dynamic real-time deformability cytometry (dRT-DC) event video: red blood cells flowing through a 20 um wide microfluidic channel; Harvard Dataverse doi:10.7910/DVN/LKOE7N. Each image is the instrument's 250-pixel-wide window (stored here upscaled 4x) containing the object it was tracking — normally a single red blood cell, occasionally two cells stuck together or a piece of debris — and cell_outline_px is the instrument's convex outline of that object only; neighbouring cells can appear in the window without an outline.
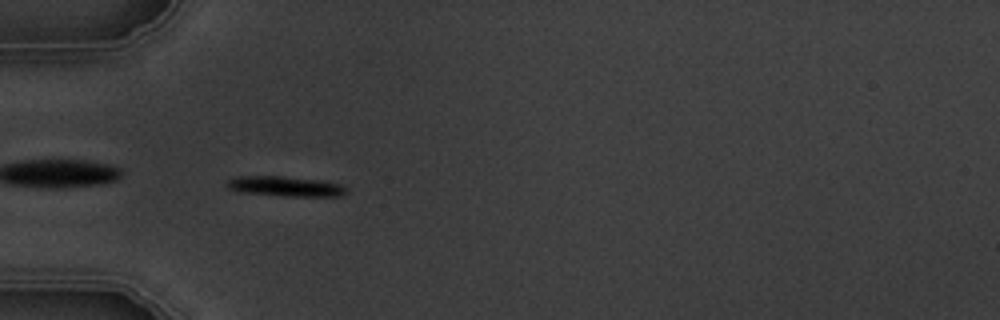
{"species": "common noctule bat (a hibernating species)", "species_latin": "Nyctalus noctula", "temperature_condition": "warm", "stored_images_in_passage": 6, "camera_frame_rate_fps": 3000, "um_per_image_px": 0.085, "animal": {"sex": "male", "body_mass_g": 19.5, "forearm_length_mm": 54.6}, "frame": {"image": 1, "passage_image": 6, "time_ms": 5.667, "image_size_px": [1000, 320], "cell_outline_px": [[348, 192], [340, 196], [284, 196], [240, 192], [228, 188], [224, 184], [228, 180], [240, 176], [280, 176], [324, 180], [340, 184], [348, 188]], "centroid_in_image_um": [24.29, 15.84], "position_along_channel_um": 60.7, "area_um2": 14.1}}